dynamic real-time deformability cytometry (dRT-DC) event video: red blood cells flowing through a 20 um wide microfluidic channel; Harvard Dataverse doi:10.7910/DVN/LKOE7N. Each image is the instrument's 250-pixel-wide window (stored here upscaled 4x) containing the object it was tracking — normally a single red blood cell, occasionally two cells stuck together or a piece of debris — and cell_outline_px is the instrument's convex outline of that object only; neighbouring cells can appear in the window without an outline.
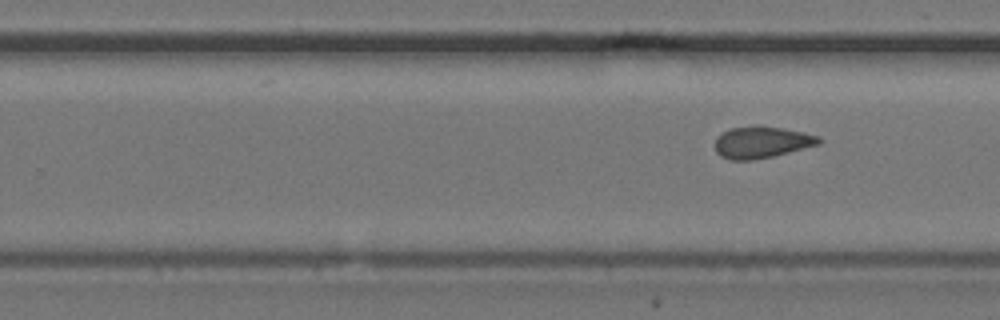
{"species": "common noctule bat (a hibernating species)", "species_latin": "Nyctalus noctula", "temperature_condition": "cold", "stored_images_in_passage": 12, "camera_frame_rate_fps": 3000, "um_per_image_px": 0.085, "animal": {"sex": "female", "body_mass_g": 24.6, "forearm_length_mm": 56.2}, "frame": {"image": 1, "passage_image": 12, "time_ms": 3.667, "image_size_px": [1000, 320], "cell_outline_px": [[820, 144], [772, 156], [752, 160], [728, 160], [720, 156], [716, 152], [716, 136], [732, 128], [784, 128], [804, 132], [820, 136]], "centroid_in_image_um": [64.74, 12.13], "position_along_channel_um": 265.1, "area_um2": 18.55}}